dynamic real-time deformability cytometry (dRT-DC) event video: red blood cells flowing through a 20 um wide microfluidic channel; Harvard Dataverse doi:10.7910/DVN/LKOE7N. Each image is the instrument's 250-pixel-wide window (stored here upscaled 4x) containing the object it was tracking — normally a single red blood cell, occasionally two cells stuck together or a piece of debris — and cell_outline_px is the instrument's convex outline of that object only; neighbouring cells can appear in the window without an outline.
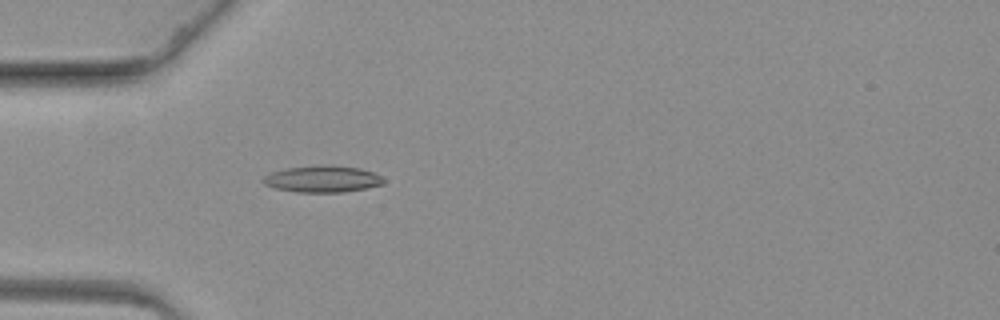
{"species": "common noctule bat (a hibernating species)", "species_latin": "Nyctalus noctula", "temperature_condition": "warm", "stored_images_in_passage": 53, "camera_frame_rate_fps": 3000, "um_per_image_px": 0.085, "animal": {"sex": "female", "body_mass_g": 19.3, "forearm_length_mm": 54.1}, "frame": {"image": 1, "passage_image": 10, "time_ms": 3.0, "image_size_px": [1000, 320], "cell_outline_px": [[384, 184], [344, 192], [296, 192], [276, 188], [264, 184], [260, 180], [264, 176], [272, 172], [288, 168], [320, 164], [324, 164], [360, 168], [372, 172], [380, 176], [384, 180]], "centroid_in_image_um": [27.39, 15.21], "position_along_channel_um": 57.6, "area_um2": 18.67}}
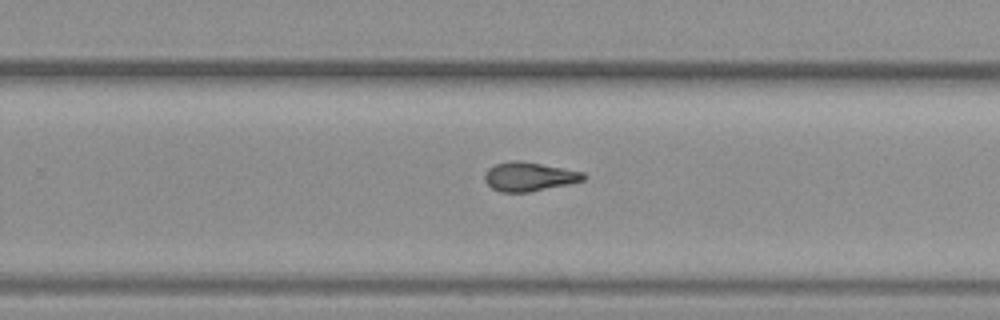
{"frame": {"image": 2, "passage_image": 31, "time_ms": 10.0, "image_size_px": [1000, 320], "cell_outline_px": [[588, 176], [584, 180], [568, 184], [528, 192], [500, 192], [492, 188], [484, 180], [484, 176], [488, 168], [496, 164], [508, 160], [520, 160], [584, 172]], "centroid_in_image_um": [44.97, 15.0], "position_along_channel_um": 284.8, "area_um2": 16.7}}
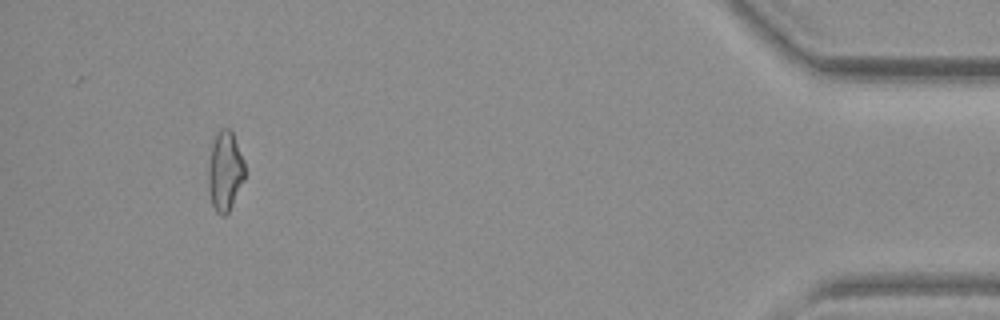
{"frame": {"image": 3, "passage_image": 49, "time_ms": 16.0, "image_size_px": [1000, 320], "cell_outline_px": [[244, 180], [228, 212], [224, 216], [220, 216], [216, 212], [212, 204], [208, 188], [208, 168], [212, 144], [216, 132], [220, 128], [228, 128], [232, 132], [244, 160]], "centroid_in_image_um": [19.11, 14.54], "position_along_channel_um": 416.1, "area_um2": 16.88}}